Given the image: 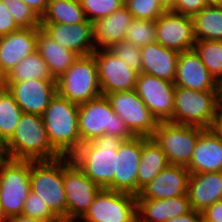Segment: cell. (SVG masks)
Here are the masks:
<instances>
[{"mask_svg":"<svg viewBox=\"0 0 222 222\" xmlns=\"http://www.w3.org/2000/svg\"><path fill=\"white\" fill-rule=\"evenodd\" d=\"M122 141L116 136L104 134L91 142L82 143L70 157L92 182L101 189L113 191L117 150Z\"/></svg>","mask_w":222,"mask_h":222,"instance_id":"cell-1","label":"cell"},{"mask_svg":"<svg viewBox=\"0 0 222 222\" xmlns=\"http://www.w3.org/2000/svg\"><path fill=\"white\" fill-rule=\"evenodd\" d=\"M7 158L50 161L61 155L51 146L41 115L23 113L13 135L5 142Z\"/></svg>","mask_w":222,"mask_h":222,"instance_id":"cell-2","label":"cell"},{"mask_svg":"<svg viewBox=\"0 0 222 222\" xmlns=\"http://www.w3.org/2000/svg\"><path fill=\"white\" fill-rule=\"evenodd\" d=\"M78 109L79 104L56 94L42 115L49 142L61 156L70 157L82 144Z\"/></svg>","mask_w":222,"mask_h":222,"instance_id":"cell-3","label":"cell"},{"mask_svg":"<svg viewBox=\"0 0 222 222\" xmlns=\"http://www.w3.org/2000/svg\"><path fill=\"white\" fill-rule=\"evenodd\" d=\"M222 91H198L175 87L173 117L170 122L213 128L222 106Z\"/></svg>","mask_w":222,"mask_h":222,"instance_id":"cell-4","label":"cell"},{"mask_svg":"<svg viewBox=\"0 0 222 222\" xmlns=\"http://www.w3.org/2000/svg\"><path fill=\"white\" fill-rule=\"evenodd\" d=\"M78 131L81 143L91 142L104 134L122 140L134 137L125 122L113 111L104 95L79 104Z\"/></svg>","mask_w":222,"mask_h":222,"instance_id":"cell-5","label":"cell"},{"mask_svg":"<svg viewBox=\"0 0 222 222\" xmlns=\"http://www.w3.org/2000/svg\"><path fill=\"white\" fill-rule=\"evenodd\" d=\"M31 161L5 158L0 164V208L4 220L21 215L31 192Z\"/></svg>","mask_w":222,"mask_h":222,"instance_id":"cell-6","label":"cell"},{"mask_svg":"<svg viewBox=\"0 0 222 222\" xmlns=\"http://www.w3.org/2000/svg\"><path fill=\"white\" fill-rule=\"evenodd\" d=\"M31 191L60 219H67L63 181V156L50 161H31Z\"/></svg>","mask_w":222,"mask_h":222,"instance_id":"cell-7","label":"cell"},{"mask_svg":"<svg viewBox=\"0 0 222 222\" xmlns=\"http://www.w3.org/2000/svg\"><path fill=\"white\" fill-rule=\"evenodd\" d=\"M56 86L59 96L77 104L101 96L94 55L79 56L71 67L56 79Z\"/></svg>","mask_w":222,"mask_h":222,"instance_id":"cell-8","label":"cell"},{"mask_svg":"<svg viewBox=\"0 0 222 222\" xmlns=\"http://www.w3.org/2000/svg\"><path fill=\"white\" fill-rule=\"evenodd\" d=\"M204 130L198 126L160 121L152 138L162 148L169 164L187 167L196 142Z\"/></svg>","mask_w":222,"mask_h":222,"instance_id":"cell-9","label":"cell"},{"mask_svg":"<svg viewBox=\"0 0 222 222\" xmlns=\"http://www.w3.org/2000/svg\"><path fill=\"white\" fill-rule=\"evenodd\" d=\"M63 181L67 219L79 220L87 212L101 188L92 182L69 156H63Z\"/></svg>","mask_w":222,"mask_h":222,"instance_id":"cell-10","label":"cell"},{"mask_svg":"<svg viewBox=\"0 0 222 222\" xmlns=\"http://www.w3.org/2000/svg\"><path fill=\"white\" fill-rule=\"evenodd\" d=\"M113 111L125 122L134 136L152 137L158 121L141 100L135 89L105 95Z\"/></svg>","mask_w":222,"mask_h":222,"instance_id":"cell-11","label":"cell"},{"mask_svg":"<svg viewBox=\"0 0 222 222\" xmlns=\"http://www.w3.org/2000/svg\"><path fill=\"white\" fill-rule=\"evenodd\" d=\"M136 218L135 195L101 189L80 220L82 222H133Z\"/></svg>","mask_w":222,"mask_h":222,"instance_id":"cell-12","label":"cell"},{"mask_svg":"<svg viewBox=\"0 0 222 222\" xmlns=\"http://www.w3.org/2000/svg\"><path fill=\"white\" fill-rule=\"evenodd\" d=\"M135 91L158 122L173 117L175 85L172 81L140 73Z\"/></svg>","mask_w":222,"mask_h":222,"instance_id":"cell-13","label":"cell"},{"mask_svg":"<svg viewBox=\"0 0 222 222\" xmlns=\"http://www.w3.org/2000/svg\"><path fill=\"white\" fill-rule=\"evenodd\" d=\"M96 59L98 82L101 94L130 91L136 88L138 73L115 57L108 49H95L92 53Z\"/></svg>","mask_w":222,"mask_h":222,"instance_id":"cell-14","label":"cell"},{"mask_svg":"<svg viewBox=\"0 0 222 222\" xmlns=\"http://www.w3.org/2000/svg\"><path fill=\"white\" fill-rule=\"evenodd\" d=\"M23 113L43 115L57 94L56 79H32L22 82H5Z\"/></svg>","mask_w":222,"mask_h":222,"instance_id":"cell-15","label":"cell"},{"mask_svg":"<svg viewBox=\"0 0 222 222\" xmlns=\"http://www.w3.org/2000/svg\"><path fill=\"white\" fill-rule=\"evenodd\" d=\"M156 42L178 53L192 50L196 39L192 17L165 11L156 21Z\"/></svg>","mask_w":222,"mask_h":222,"instance_id":"cell-16","label":"cell"},{"mask_svg":"<svg viewBox=\"0 0 222 222\" xmlns=\"http://www.w3.org/2000/svg\"><path fill=\"white\" fill-rule=\"evenodd\" d=\"M175 87L198 91H222V85L209 72L194 49L180 52L177 59Z\"/></svg>","mask_w":222,"mask_h":222,"instance_id":"cell-17","label":"cell"},{"mask_svg":"<svg viewBox=\"0 0 222 222\" xmlns=\"http://www.w3.org/2000/svg\"><path fill=\"white\" fill-rule=\"evenodd\" d=\"M142 150V137L123 140L117 150L113 191L137 196V175Z\"/></svg>","mask_w":222,"mask_h":222,"instance_id":"cell-18","label":"cell"},{"mask_svg":"<svg viewBox=\"0 0 222 222\" xmlns=\"http://www.w3.org/2000/svg\"><path fill=\"white\" fill-rule=\"evenodd\" d=\"M41 29L61 47L78 56H87L95 51L92 22L77 24L41 23Z\"/></svg>","mask_w":222,"mask_h":222,"instance_id":"cell-19","label":"cell"},{"mask_svg":"<svg viewBox=\"0 0 222 222\" xmlns=\"http://www.w3.org/2000/svg\"><path fill=\"white\" fill-rule=\"evenodd\" d=\"M190 172L185 166L169 164L150 183L143 187L136 199H168L187 194Z\"/></svg>","mask_w":222,"mask_h":222,"instance_id":"cell-20","label":"cell"},{"mask_svg":"<svg viewBox=\"0 0 222 222\" xmlns=\"http://www.w3.org/2000/svg\"><path fill=\"white\" fill-rule=\"evenodd\" d=\"M38 28H19L0 37V71L6 76L37 49Z\"/></svg>","mask_w":222,"mask_h":222,"instance_id":"cell-21","label":"cell"},{"mask_svg":"<svg viewBox=\"0 0 222 222\" xmlns=\"http://www.w3.org/2000/svg\"><path fill=\"white\" fill-rule=\"evenodd\" d=\"M186 168L190 174L222 171V139L213 128L200 134Z\"/></svg>","mask_w":222,"mask_h":222,"instance_id":"cell-22","label":"cell"},{"mask_svg":"<svg viewBox=\"0 0 222 222\" xmlns=\"http://www.w3.org/2000/svg\"><path fill=\"white\" fill-rule=\"evenodd\" d=\"M133 19L132 14L124 5L111 15L92 22L95 49H108L123 41Z\"/></svg>","mask_w":222,"mask_h":222,"instance_id":"cell-23","label":"cell"},{"mask_svg":"<svg viewBox=\"0 0 222 222\" xmlns=\"http://www.w3.org/2000/svg\"><path fill=\"white\" fill-rule=\"evenodd\" d=\"M187 196L191 208L199 212L222 200V171L190 174Z\"/></svg>","mask_w":222,"mask_h":222,"instance_id":"cell-24","label":"cell"},{"mask_svg":"<svg viewBox=\"0 0 222 222\" xmlns=\"http://www.w3.org/2000/svg\"><path fill=\"white\" fill-rule=\"evenodd\" d=\"M137 217L143 222H166L192 210L187 194L168 199H136Z\"/></svg>","mask_w":222,"mask_h":222,"instance_id":"cell-25","label":"cell"},{"mask_svg":"<svg viewBox=\"0 0 222 222\" xmlns=\"http://www.w3.org/2000/svg\"><path fill=\"white\" fill-rule=\"evenodd\" d=\"M142 73L174 81L179 53L158 42L141 47Z\"/></svg>","mask_w":222,"mask_h":222,"instance_id":"cell-26","label":"cell"},{"mask_svg":"<svg viewBox=\"0 0 222 222\" xmlns=\"http://www.w3.org/2000/svg\"><path fill=\"white\" fill-rule=\"evenodd\" d=\"M36 51L46 62L50 73L55 79L66 72L79 57L74 52L61 47L54 39L48 36L41 27L38 28Z\"/></svg>","mask_w":222,"mask_h":222,"instance_id":"cell-27","label":"cell"},{"mask_svg":"<svg viewBox=\"0 0 222 222\" xmlns=\"http://www.w3.org/2000/svg\"><path fill=\"white\" fill-rule=\"evenodd\" d=\"M137 175V195L140 190L169 165L162 148L152 137H142V150Z\"/></svg>","mask_w":222,"mask_h":222,"instance_id":"cell-28","label":"cell"},{"mask_svg":"<svg viewBox=\"0 0 222 222\" xmlns=\"http://www.w3.org/2000/svg\"><path fill=\"white\" fill-rule=\"evenodd\" d=\"M192 19L196 40L222 41V6L207 5Z\"/></svg>","mask_w":222,"mask_h":222,"instance_id":"cell-29","label":"cell"},{"mask_svg":"<svg viewBox=\"0 0 222 222\" xmlns=\"http://www.w3.org/2000/svg\"><path fill=\"white\" fill-rule=\"evenodd\" d=\"M87 20L79 0H48L41 23L77 24Z\"/></svg>","mask_w":222,"mask_h":222,"instance_id":"cell-30","label":"cell"},{"mask_svg":"<svg viewBox=\"0 0 222 222\" xmlns=\"http://www.w3.org/2000/svg\"><path fill=\"white\" fill-rule=\"evenodd\" d=\"M32 79H55L37 51L21 60L5 76V82H22Z\"/></svg>","mask_w":222,"mask_h":222,"instance_id":"cell-31","label":"cell"},{"mask_svg":"<svg viewBox=\"0 0 222 222\" xmlns=\"http://www.w3.org/2000/svg\"><path fill=\"white\" fill-rule=\"evenodd\" d=\"M23 114L12 95L5 88L0 91V138L5 143L14 133Z\"/></svg>","mask_w":222,"mask_h":222,"instance_id":"cell-32","label":"cell"},{"mask_svg":"<svg viewBox=\"0 0 222 222\" xmlns=\"http://www.w3.org/2000/svg\"><path fill=\"white\" fill-rule=\"evenodd\" d=\"M193 49L212 76L222 85V41L196 40Z\"/></svg>","mask_w":222,"mask_h":222,"instance_id":"cell-33","label":"cell"},{"mask_svg":"<svg viewBox=\"0 0 222 222\" xmlns=\"http://www.w3.org/2000/svg\"><path fill=\"white\" fill-rule=\"evenodd\" d=\"M124 40L133 43L139 48L156 42L155 21L133 19Z\"/></svg>","mask_w":222,"mask_h":222,"instance_id":"cell-34","label":"cell"},{"mask_svg":"<svg viewBox=\"0 0 222 222\" xmlns=\"http://www.w3.org/2000/svg\"><path fill=\"white\" fill-rule=\"evenodd\" d=\"M19 28H40L41 18L21 0H1Z\"/></svg>","mask_w":222,"mask_h":222,"instance_id":"cell-35","label":"cell"},{"mask_svg":"<svg viewBox=\"0 0 222 222\" xmlns=\"http://www.w3.org/2000/svg\"><path fill=\"white\" fill-rule=\"evenodd\" d=\"M88 21L94 22L99 18L114 13L125 5V0H79Z\"/></svg>","mask_w":222,"mask_h":222,"instance_id":"cell-36","label":"cell"},{"mask_svg":"<svg viewBox=\"0 0 222 222\" xmlns=\"http://www.w3.org/2000/svg\"><path fill=\"white\" fill-rule=\"evenodd\" d=\"M125 6L134 19L156 21L166 10L159 0H125Z\"/></svg>","mask_w":222,"mask_h":222,"instance_id":"cell-37","label":"cell"},{"mask_svg":"<svg viewBox=\"0 0 222 222\" xmlns=\"http://www.w3.org/2000/svg\"><path fill=\"white\" fill-rule=\"evenodd\" d=\"M41 222H60L61 220L50 210L45 202H43L32 191L25 200L22 214Z\"/></svg>","mask_w":222,"mask_h":222,"instance_id":"cell-38","label":"cell"},{"mask_svg":"<svg viewBox=\"0 0 222 222\" xmlns=\"http://www.w3.org/2000/svg\"><path fill=\"white\" fill-rule=\"evenodd\" d=\"M109 52L121 59L138 74L142 73L141 49L133 43L125 40L114 44L108 48Z\"/></svg>","mask_w":222,"mask_h":222,"instance_id":"cell-39","label":"cell"},{"mask_svg":"<svg viewBox=\"0 0 222 222\" xmlns=\"http://www.w3.org/2000/svg\"><path fill=\"white\" fill-rule=\"evenodd\" d=\"M207 5L206 0H177L171 11L193 17Z\"/></svg>","mask_w":222,"mask_h":222,"instance_id":"cell-40","label":"cell"},{"mask_svg":"<svg viewBox=\"0 0 222 222\" xmlns=\"http://www.w3.org/2000/svg\"><path fill=\"white\" fill-rule=\"evenodd\" d=\"M19 27L13 20L8 8L0 0V37L18 30Z\"/></svg>","mask_w":222,"mask_h":222,"instance_id":"cell-41","label":"cell"},{"mask_svg":"<svg viewBox=\"0 0 222 222\" xmlns=\"http://www.w3.org/2000/svg\"><path fill=\"white\" fill-rule=\"evenodd\" d=\"M203 222H222V200L202 211Z\"/></svg>","mask_w":222,"mask_h":222,"instance_id":"cell-42","label":"cell"},{"mask_svg":"<svg viewBox=\"0 0 222 222\" xmlns=\"http://www.w3.org/2000/svg\"><path fill=\"white\" fill-rule=\"evenodd\" d=\"M166 222H203L202 212L192 209L188 213L173 217Z\"/></svg>","mask_w":222,"mask_h":222,"instance_id":"cell-43","label":"cell"},{"mask_svg":"<svg viewBox=\"0 0 222 222\" xmlns=\"http://www.w3.org/2000/svg\"><path fill=\"white\" fill-rule=\"evenodd\" d=\"M31 9H33L37 15L41 16L46 12L48 0H21Z\"/></svg>","mask_w":222,"mask_h":222,"instance_id":"cell-44","label":"cell"},{"mask_svg":"<svg viewBox=\"0 0 222 222\" xmlns=\"http://www.w3.org/2000/svg\"><path fill=\"white\" fill-rule=\"evenodd\" d=\"M213 130L220 136L222 139V106L218 112L217 118L215 120Z\"/></svg>","mask_w":222,"mask_h":222,"instance_id":"cell-45","label":"cell"},{"mask_svg":"<svg viewBox=\"0 0 222 222\" xmlns=\"http://www.w3.org/2000/svg\"><path fill=\"white\" fill-rule=\"evenodd\" d=\"M4 222H41L40 220L32 219L23 215H17L4 220Z\"/></svg>","mask_w":222,"mask_h":222,"instance_id":"cell-46","label":"cell"},{"mask_svg":"<svg viewBox=\"0 0 222 222\" xmlns=\"http://www.w3.org/2000/svg\"><path fill=\"white\" fill-rule=\"evenodd\" d=\"M176 2L177 0H159V3L166 11L172 10Z\"/></svg>","mask_w":222,"mask_h":222,"instance_id":"cell-47","label":"cell"},{"mask_svg":"<svg viewBox=\"0 0 222 222\" xmlns=\"http://www.w3.org/2000/svg\"><path fill=\"white\" fill-rule=\"evenodd\" d=\"M5 75L0 71V91L5 89Z\"/></svg>","mask_w":222,"mask_h":222,"instance_id":"cell-48","label":"cell"},{"mask_svg":"<svg viewBox=\"0 0 222 222\" xmlns=\"http://www.w3.org/2000/svg\"><path fill=\"white\" fill-rule=\"evenodd\" d=\"M208 5L222 6V0H206Z\"/></svg>","mask_w":222,"mask_h":222,"instance_id":"cell-49","label":"cell"},{"mask_svg":"<svg viewBox=\"0 0 222 222\" xmlns=\"http://www.w3.org/2000/svg\"><path fill=\"white\" fill-rule=\"evenodd\" d=\"M6 158L5 149H0V164Z\"/></svg>","mask_w":222,"mask_h":222,"instance_id":"cell-50","label":"cell"},{"mask_svg":"<svg viewBox=\"0 0 222 222\" xmlns=\"http://www.w3.org/2000/svg\"><path fill=\"white\" fill-rule=\"evenodd\" d=\"M60 222H82L80 219H62Z\"/></svg>","mask_w":222,"mask_h":222,"instance_id":"cell-51","label":"cell"},{"mask_svg":"<svg viewBox=\"0 0 222 222\" xmlns=\"http://www.w3.org/2000/svg\"><path fill=\"white\" fill-rule=\"evenodd\" d=\"M0 149H5V143L0 138Z\"/></svg>","mask_w":222,"mask_h":222,"instance_id":"cell-52","label":"cell"},{"mask_svg":"<svg viewBox=\"0 0 222 222\" xmlns=\"http://www.w3.org/2000/svg\"><path fill=\"white\" fill-rule=\"evenodd\" d=\"M0 222H4V218H3V215H2V212H1V208H0Z\"/></svg>","mask_w":222,"mask_h":222,"instance_id":"cell-53","label":"cell"},{"mask_svg":"<svg viewBox=\"0 0 222 222\" xmlns=\"http://www.w3.org/2000/svg\"><path fill=\"white\" fill-rule=\"evenodd\" d=\"M133 222H143L138 217Z\"/></svg>","mask_w":222,"mask_h":222,"instance_id":"cell-54","label":"cell"}]
</instances>
